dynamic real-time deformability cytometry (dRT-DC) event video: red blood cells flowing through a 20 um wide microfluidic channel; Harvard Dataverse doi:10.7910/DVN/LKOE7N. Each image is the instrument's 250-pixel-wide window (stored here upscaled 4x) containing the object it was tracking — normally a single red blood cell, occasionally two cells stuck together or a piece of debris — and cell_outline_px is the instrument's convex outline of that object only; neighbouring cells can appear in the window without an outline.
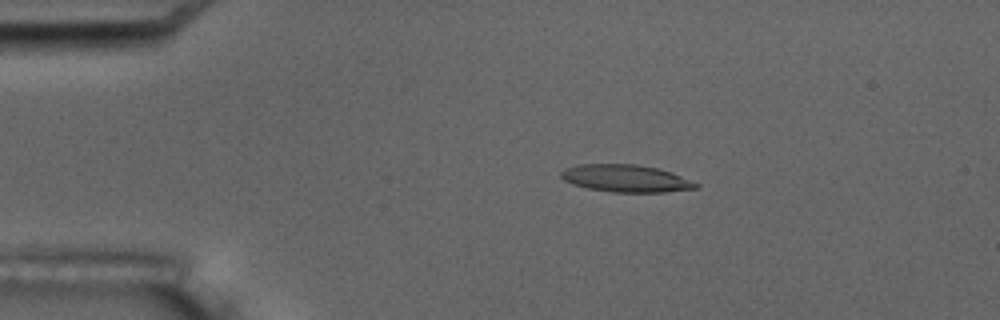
{"species": "common noctule bat (a hibernating species)", "species_latin": "Nyctalus noctula", "temperature_condition": "room temperature", "stored_images_in_passage": 5, "camera_frame_rate_fps": 3000, "um_per_image_px": 0.085, "animal": {"sex": "male", "body_mass_g": 17.5, "forearm_length_mm": 52.3}, "frame": {"image": 1, "passage_image": 4, "time_ms": 3.333, "image_size_px": [1000, 320], "cell_outline_px": [[700, 184], [696, 188], [664, 192], [612, 192], [588, 188], [572, 184], [564, 180], [560, 176], [560, 172], [564, 168], [576, 164], [636, 164], [656, 168], [672, 172]], "centroid_in_image_um": [53.16, 15.15], "position_along_channel_um": 31.8, "area_um2": 21.5}}